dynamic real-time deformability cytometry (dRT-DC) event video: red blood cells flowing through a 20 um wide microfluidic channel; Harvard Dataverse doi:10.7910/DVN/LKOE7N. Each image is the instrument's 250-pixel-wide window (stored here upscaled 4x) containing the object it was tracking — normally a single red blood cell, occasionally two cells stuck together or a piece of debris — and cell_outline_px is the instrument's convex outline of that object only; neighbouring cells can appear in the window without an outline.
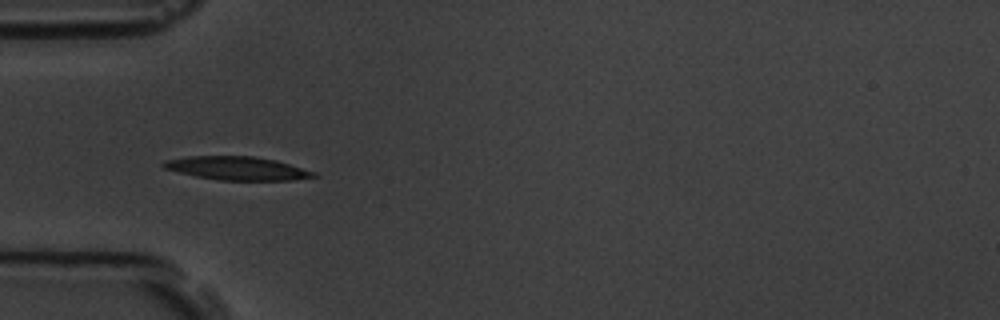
{"species": "common noctule bat (a hibernating species)", "species_latin": "Nyctalus noctula", "temperature_condition": "room temperature", "stored_images_in_passage": 2, "camera_frame_rate_fps": 3000, "um_per_image_px": 0.085, "animal": {"sex": "male", "body_mass_g": 19.5, "forearm_length_mm": 54.6}, "frame": {"image": 1, "passage_image": 1, "time_ms": 0.0, "image_size_px": [1000, 320], "cell_outline_px": [[320, 176], [292, 180], [220, 180], [196, 176], [164, 168], [160, 164], [164, 160], [188, 156], [256, 156], [276, 160], [316, 172]], "centroid_in_image_um": [20.18, 14.3], "position_along_channel_um": 64.8, "area_um2": 20.52}}
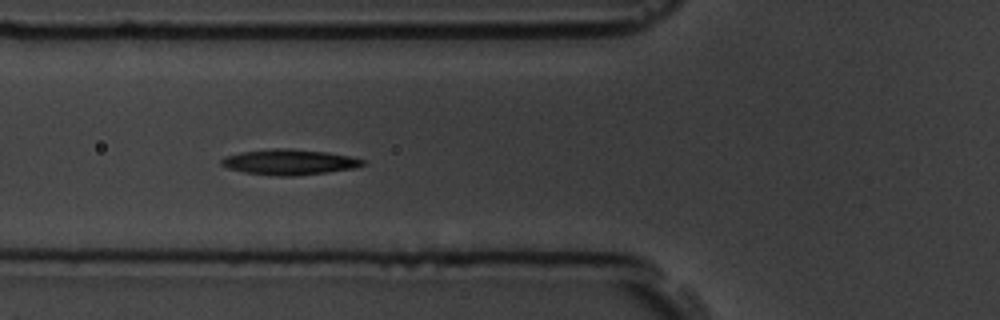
{"frame": {"image": 2, "passage_image": 2, "time_ms": 1.0, "image_size_px": [1000, 320], "cell_outline_px": [[368, 164], [356, 168], [296, 176], [276, 176], [244, 172], [228, 168], [220, 164], [220, 160], [224, 156], [240, 152], [272, 148], [288, 148], [328, 152], [352, 156], [364, 160]], "centroid_in_image_um": [24.61, 13.77], "position_along_channel_um": 101.2, "area_um2": 21.27}}